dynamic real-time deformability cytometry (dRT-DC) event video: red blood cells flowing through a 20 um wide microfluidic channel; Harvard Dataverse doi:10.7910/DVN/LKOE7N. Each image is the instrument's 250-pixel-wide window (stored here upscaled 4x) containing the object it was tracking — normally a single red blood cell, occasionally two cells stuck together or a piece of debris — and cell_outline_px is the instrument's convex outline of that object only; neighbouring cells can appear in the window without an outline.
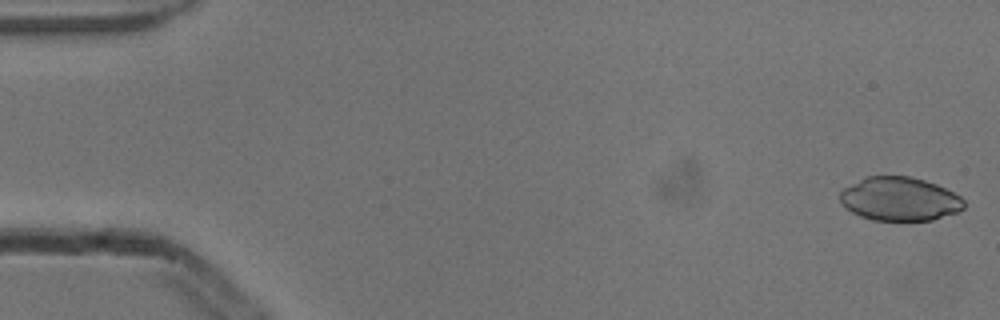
{"species": "common noctule bat (a hibernating species)", "species_latin": "Nyctalus noctula", "temperature_condition": "cold", "stored_images_in_passage": 52, "camera_frame_rate_fps": 3000, "um_per_image_px": 0.085, "animal": {"sex": "male", "body_mass_g": 13.3}, "frame": {"image": 1, "passage_image": 1, "time_ms": 0.0, "image_size_px": [1000, 320], "cell_outline_px": [[964, 208], [956, 212], [932, 220], [872, 220], [860, 216], [852, 212], [840, 200], [840, 192], [844, 188], [864, 176], [908, 176], [924, 180], [936, 184], [960, 196], [964, 200]], "centroid_in_image_um": [76.46, 16.9], "position_along_channel_um": 8.5, "area_um2": 31.33}}